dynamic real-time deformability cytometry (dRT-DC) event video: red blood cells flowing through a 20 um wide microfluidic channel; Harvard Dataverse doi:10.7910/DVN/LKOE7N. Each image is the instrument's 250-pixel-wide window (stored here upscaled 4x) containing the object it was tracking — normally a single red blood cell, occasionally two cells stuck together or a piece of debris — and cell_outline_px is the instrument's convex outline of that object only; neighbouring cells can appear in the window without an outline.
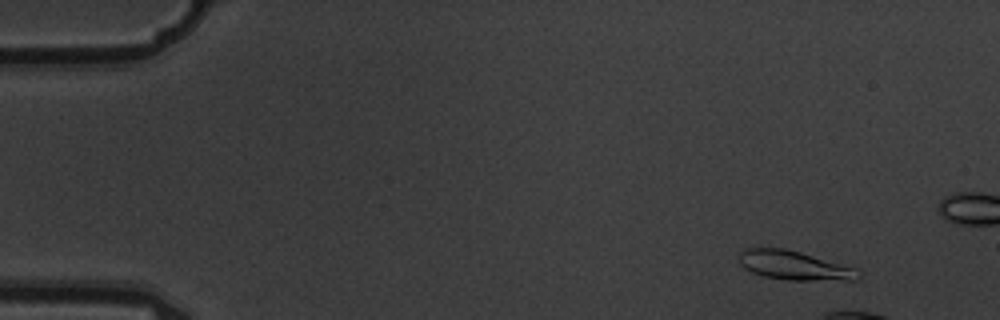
{"species": "common noctule bat (a hibernating species)", "species_latin": "Nyctalus noctula", "temperature_condition": "warm", "stored_images_in_passage": 3, "camera_frame_rate_fps": 3000, "um_per_image_px": 0.085, "animal": {"sex": "male", "body_mass_g": 19.5, "forearm_length_mm": 54.6}, "frame": {"image": 1, "passage_image": 1, "time_ms": 0.0, "image_size_px": [1000, 320], "cell_outline_px": [[860, 276], [856, 280], [788, 280], [764, 276], [752, 272], [744, 268], [740, 264], [736, 252], [744, 248], [784, 248], [800, 252], [856, 268]], "centroid_in_image_um": [67.44, 22.55], "position_along_channel_um": 17.6, "area_um2": 20.23}}